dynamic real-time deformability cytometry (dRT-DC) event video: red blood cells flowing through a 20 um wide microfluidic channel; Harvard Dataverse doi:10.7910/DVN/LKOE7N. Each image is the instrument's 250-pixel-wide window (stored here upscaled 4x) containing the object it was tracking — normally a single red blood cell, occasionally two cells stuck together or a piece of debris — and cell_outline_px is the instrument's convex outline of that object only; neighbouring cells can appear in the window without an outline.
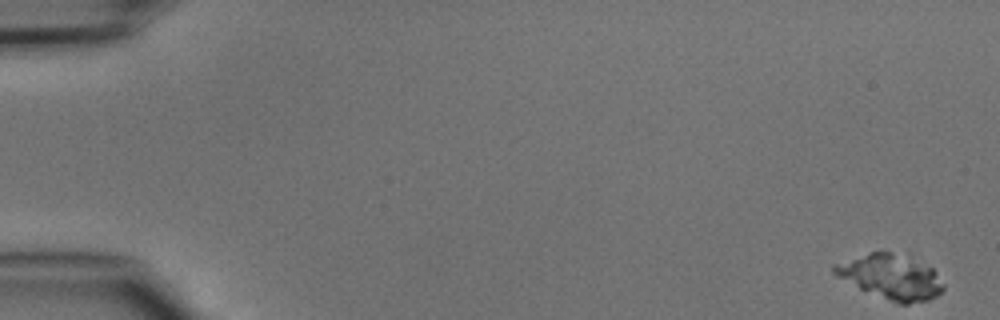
{"species": "common noctule bat (a hibernating species)", "species_latin": "Nyctalus noctula", "temperature_condition": "cold", "stored_images_in_passage": 48, "camera_frame_rate_fps": 3000, "um_per_image_px": 0.085, "animal": {"sex": "male", "body_mass_g": 15.6}, "frame": {"image": 1, "passage_image": 1, "time_ms": 0.0, "image_size_px": [1000, 320], "cell_outline_px": [[944, 288], [936, 296], [928, 300], [908, 304], [900, 304], [860, 288], [836, 276], [832, 272], [832, 264], [872, 252], [908, 252], [932, 268], [936, 272], [944, 284]], "centroid_in_image_um": [75.77, 23.49], "position_along_channel_um": 9.2, "area_um2": 28.61}}
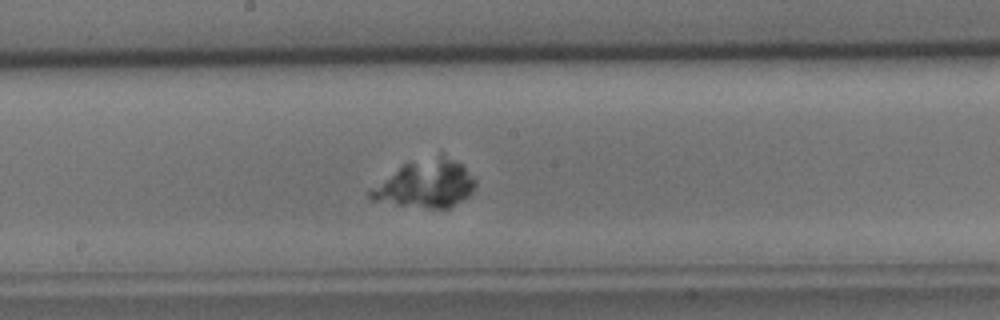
{"frame": {"image": 2, "passage_image": 27, "time_ms": 8.667, "image_size_px": [1000, 320], "cell_outline_px": [[476, 184], [472, 192], [468, 196], [448, 208], [428, 208], [396, 204], [372, 200], [368, 196], [368, 192], [404, 164], [440, 152], [460, 164], [476, 180]], "centroid_in_image_um": [36.22, 15.62], "position_along_channel_um": 212.0, "area_um2": 28.55}}
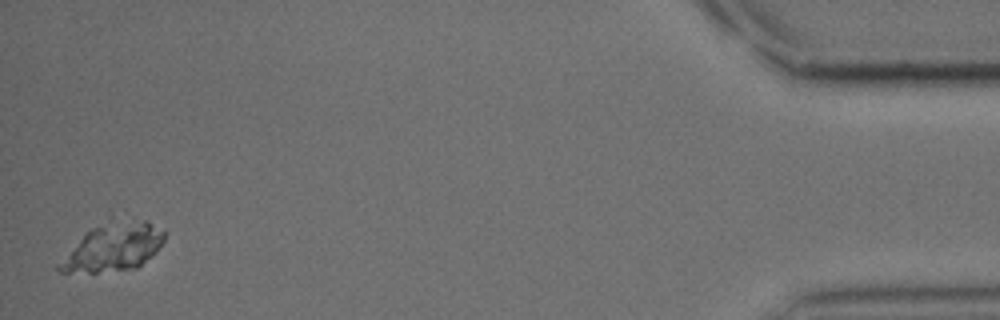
{"frame": {"image": 3, "passage_image": 48, "time_ms": 15.667, "image_size_px": [1000, 320], "cell_outline_px": [[164, 240], [136, 268], [96, 272], [60, 272], [56, 268], [56, 264], [92, 228], [104, 224], [144, 220], [148, 220], [164, 232]], "centroid_in_image_um": [9.59, 21.05], "position_along_channel_um": 425.6, "area_um2": 27.74}}